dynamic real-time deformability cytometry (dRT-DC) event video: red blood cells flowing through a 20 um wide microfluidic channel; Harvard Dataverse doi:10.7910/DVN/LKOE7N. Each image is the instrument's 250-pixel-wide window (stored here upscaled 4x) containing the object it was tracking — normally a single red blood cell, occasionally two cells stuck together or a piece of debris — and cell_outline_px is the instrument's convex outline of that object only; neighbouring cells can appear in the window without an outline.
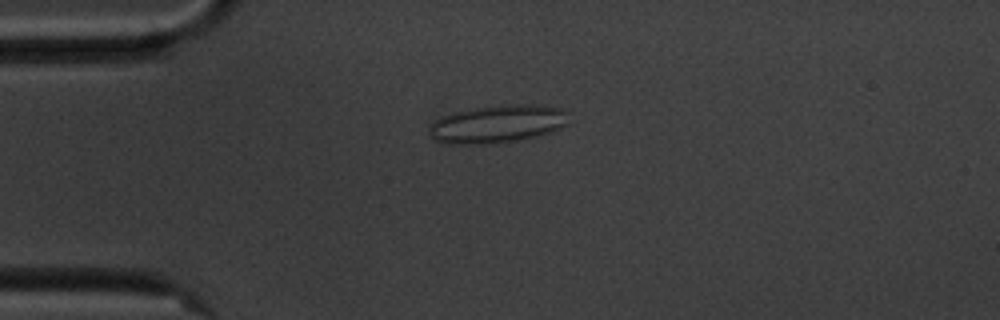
{"species": "common noctule bat (a hibernating species)", "species_latin": "Nyctalus noctula", "temperature_condition": "cold", "stored_images_in_passage": 56, "camera_frame_rate_fps": 3000, "um_per_image_px": 0.085, "animal": {"sex": "male", "body_mass_g": 20.1, "forearm_length_mm": 53.5}, "frame": {"image": 1, "passage_image": 13, "time_ms": 4.0, "image_size_px": [1000, 320], "cell_outline_px": [[568, 124], [548, 132], [536, 136], [520, 140], [488, 144], [440, 144], [432, 140], [428, 136], [432, 124], [436, 120], [452, 112], [476, 108], [508, 104], [540, 104], [564, 108], [568, 112]], "centroid_in_image_um": [42.29, 10.54], "position_along_channel_um": 42.7, "area_um2": 31.15}}
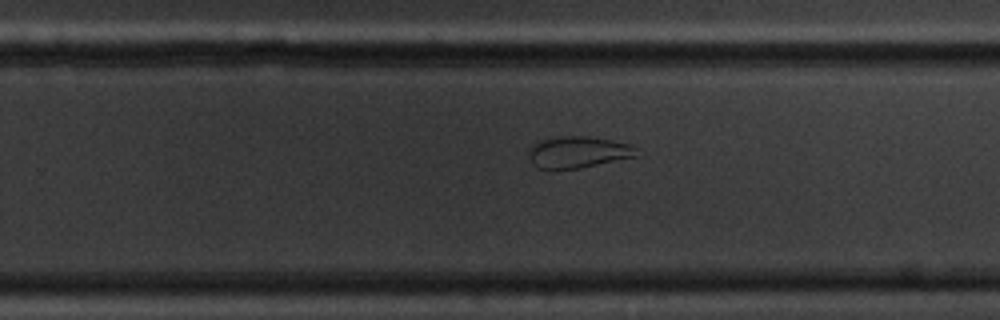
{"frame": {"image": 2, "passage_image": 35, "time_ms": 11.333, "image_size_px": [1000, 320], "cell_outline_px": [[640, 156], [580, 168], [536, 168], [532, 164], [528, 156], [528, 148], [536, 140], [556, 136], [588, 136], [612, 140], [632, 144], [636, 148]], "centroid_in_image_um": [49.13, 12.91], "position_along_channel_um": 280.7, "area_um2": 20.29}}
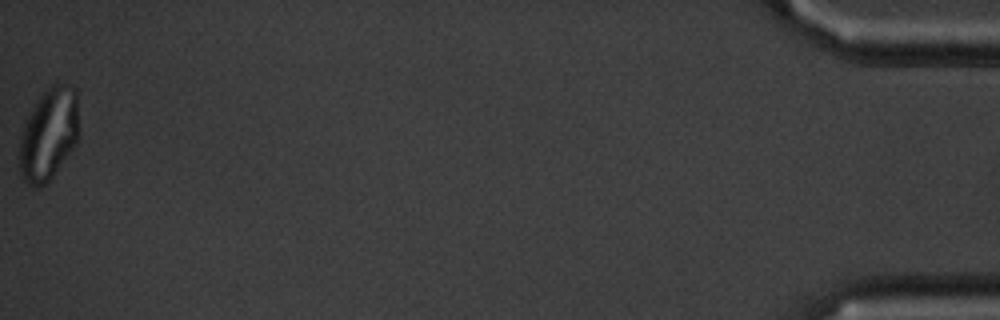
{"frame": {"image": 3, "passage_image": 56, "time_ms": 18.333, "image_size_px": [1000, 320], "cell_outline_px": [[80, 136], [72, 148], [52, 176], [40, 188], [32, 188], [24, 180], [20, 172], [20, 136], [28, 112], [40, 96], [56, 80], [72, 84], [76, 88]], "centroid_in_image_um": [4.16, 11.33], "position_along_channel_um": 431.0, "area_um2": 32.43}}